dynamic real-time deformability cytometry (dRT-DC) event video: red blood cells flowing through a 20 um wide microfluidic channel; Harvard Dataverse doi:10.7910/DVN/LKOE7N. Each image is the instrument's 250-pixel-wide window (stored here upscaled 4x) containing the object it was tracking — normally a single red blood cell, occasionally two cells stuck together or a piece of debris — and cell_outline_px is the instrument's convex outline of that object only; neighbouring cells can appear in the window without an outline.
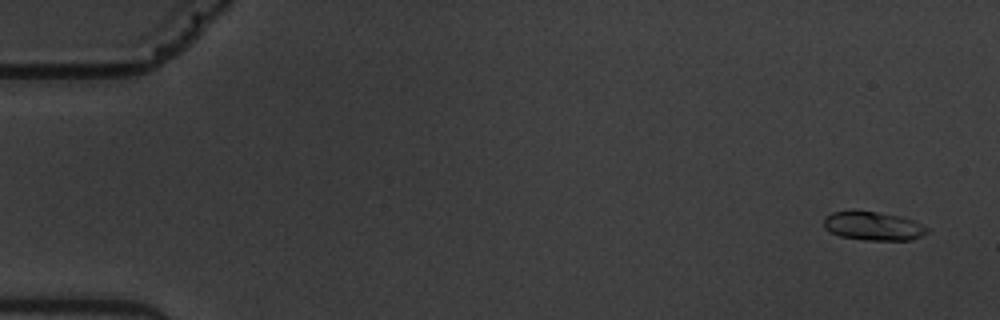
{"species": "common noctule bat (a hibernating species)", "species_latin": "Nyctalus noctula", "temperature_condition": "warm", "stored_images_in_passage": 8, "camera_frame_rate_fps": 3000, "um_per_image_px": 0.085, "animal": {"sex": "male", "body_mass_g": 19.5, "forearm_length_mm": 54.6}, "frame": {"image": 1, "passage_image": 1, "time_ms": 0.0, "image_size_px": [1000, 320], "cell_outline_px": [[928, 232], [920, 236], [908, 240], [864, 240], [840, 236], [824, 228], [824, 216], [832, 212], [852, 208], [900, 216], [912, 220], [928, 228]], "centroid_in_image_um": [74.15, 19.18], "position_along_channel_um": 10.9, "area_um2": 17.51}}
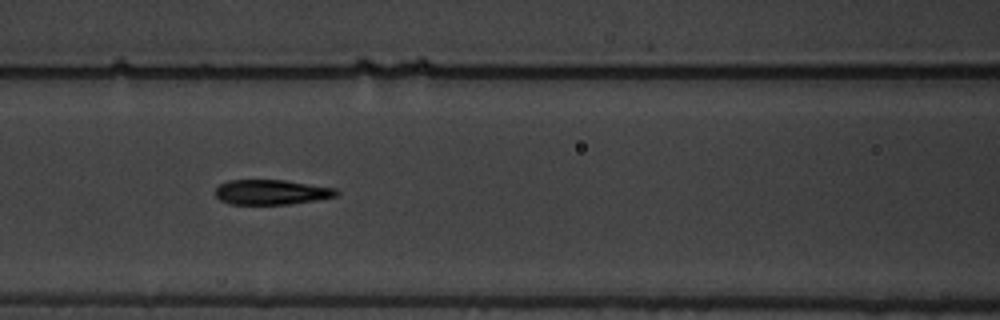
{"frame": {"image": 2, "passage_image": 7, "time_ms": 7.667, "image_size_px": [1000, 320], "cell_outline_px": [[340, 192], [336, 196], [316, 200], [288, 204], [232, 204], [220, 200], [216, 196], [216, 188], [220, 184], [228, 180], [284, 180], [336, 188]], "centroid_in_image_um": [23.08, 16.33], "position_along_channel_um": 143.5, "area_um2": 17.51}}
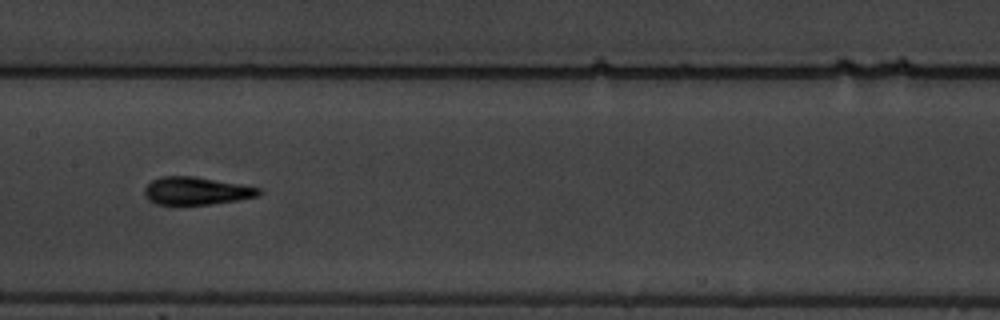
{"frame": {"image": 3, "passage_image": 8, "time_ms": 9.0, "image_size_px": [1000, 320], "cell_outline_px": [[264, 192], [256, 196], [236, 200], [212, 204], [156, 204], [148, 200], [144, 196], [144, 188], [152, 180], [164, 176], [196, 176], [260, 188]], "centroid_in_image_um": [16.66, 16.22], "position_along_channel_um": 190.7, "area_um2": 18.38}}